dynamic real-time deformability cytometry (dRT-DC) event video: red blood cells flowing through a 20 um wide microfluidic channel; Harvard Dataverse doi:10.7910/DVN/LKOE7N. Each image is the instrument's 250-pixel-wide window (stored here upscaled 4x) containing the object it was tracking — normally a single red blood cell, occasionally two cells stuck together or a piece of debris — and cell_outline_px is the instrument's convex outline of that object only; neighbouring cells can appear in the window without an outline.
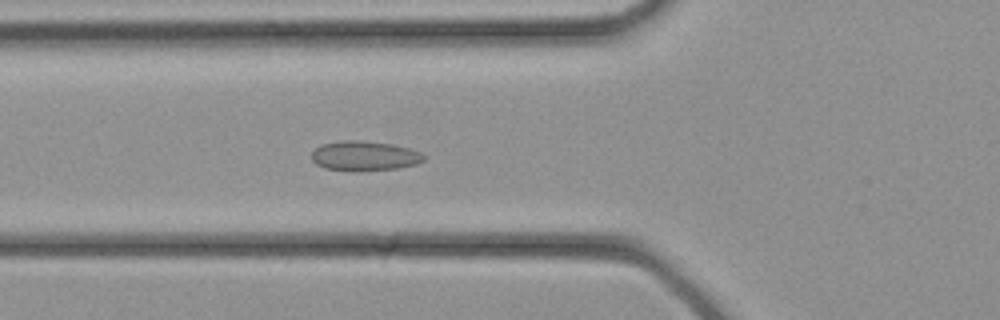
{"species": "common noctule bat (a hibernating species)", "species_latin": "Nyctalus noctula", "temperature_condition": "cold", "stored_images_in_passage": 31, "camera_frame_rate_fps": 3000, "um_per_image_px": 0.085, "animal": {"sex": "female", "body_mass_g": 21.9}, "frame": {"image": 1, "passage_image": 8, "time_ms": 2.333, "image_size_px": [1000, 320], "cell_outline_px": [[424, 160], [416, 164], [400, 168], [324, 168], [316, 164], [312, 160], [312, 152], [320, 144], [340, 140], [360, 140], [392, 144], [408, 148], [420, 152], [424, 156]], "centroid_in_image_um": [30.97, 13.19], "position_along_channel_um": 94.8, "area_um2": 18.61}}
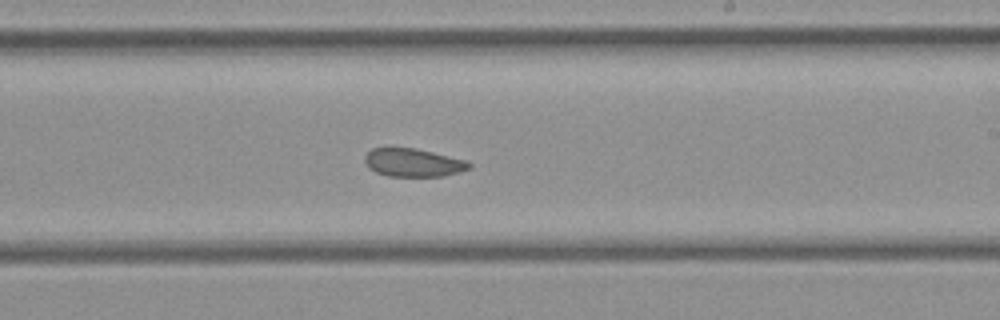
{"frame": {"image": 2, "passage_image": 16, "time_ms": 5.0, "image_size_px": [1000, 320], "cell_outline_px": [[472, 168], [444, 176], [388, 176], [376, 172], [368, 168], [364, 160], [364, 156], [372, 148], [388, 144], [416, 148], [464, 160], [472, 164]], "centroid_in_image_um": [35.03, 13.78], "position_along_channel_um": 254.0, "area_um2": 17.69}}
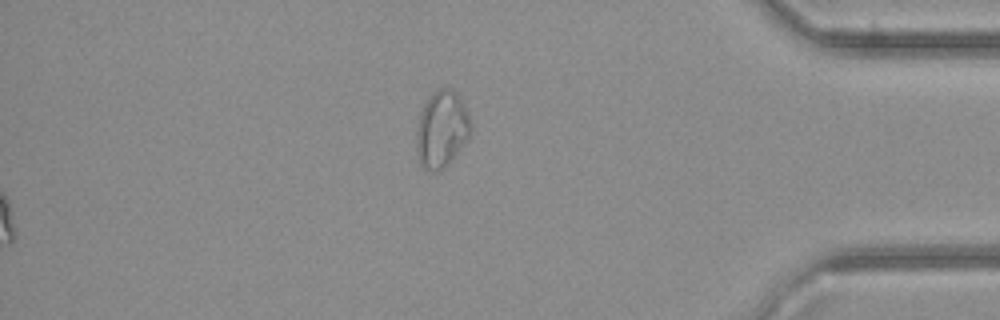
{"frame": {"image": 3, "passage_image": 31, "time_ms": 10.0, "image_size_px": [1000, 320], "cell_outline_px": [[472, 128], [468, 136], [444, 168], [436, 172], [428, 172], [420, 164], [416, 156], [416, 132], [420, 112], [428, 96], [432, 92], [440, 88], [452, 88], [456, 92], [472, 124]], "centroid_in_image_um": [37.49, 10.99], "position_along_channel_um": 397.7, "area_um2": 24.1}}